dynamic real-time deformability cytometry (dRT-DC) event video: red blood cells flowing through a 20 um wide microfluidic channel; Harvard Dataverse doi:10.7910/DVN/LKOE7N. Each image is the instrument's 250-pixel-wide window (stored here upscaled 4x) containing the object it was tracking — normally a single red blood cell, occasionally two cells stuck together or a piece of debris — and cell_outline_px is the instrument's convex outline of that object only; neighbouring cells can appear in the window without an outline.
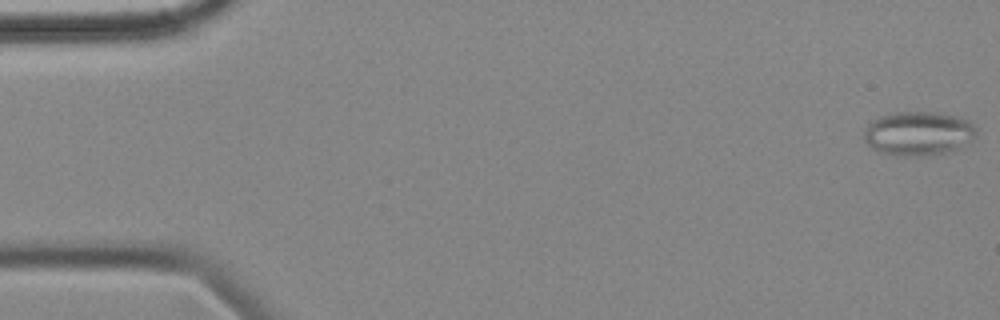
{"species": "common noctule bat (a hibernating species)", "species_latin": "Nyctalus noctula", "temperature_condition": "cold", "stored_images_in_passage": 56, "camera_frame_rate_fps": 3000, "um_per_image_px": 0.085, "animal": {"sex": "female", "body_mass_g": 18.4}, "frame": {"image": 1, "passage_image": 1, "time_ms": 0.0, "image_size_px": [1000, 320], "cell_outline_px": [[976, 136], [972, 144], [960, 148], [944, 152], [920, 156], [892, 156], [880, 152], [872, 148], [864, 140], [864, 132], [868, 124], [872, 120], [880, 116], [896, 112], [936, 112], [956, 116], [968, 120], [976, 128]], "centroid_in_image_um": [78.08, 11.35], "position_along_channel_um": 6.9, "area_um2": 29.19}}
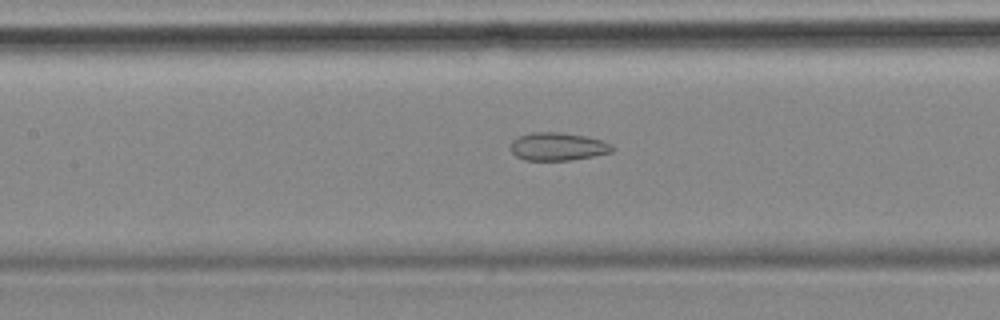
{"frame": {"image": 2, "passage_image": 25, "time_ms": 8.0, "image_size_px": [1000, 320], "cell_outline_px": [[616, 148], [612, 152], [572, 160], [524, 160], [516, 156], [512, 152], [512, 140], [520, 136], [532, 132], [564, 132], [604, 140], [612, 144]], "centroid_in_image_um": [47.46, 12.45], "position_along_channel_um": 159.9, "area_um2": 16.65}}
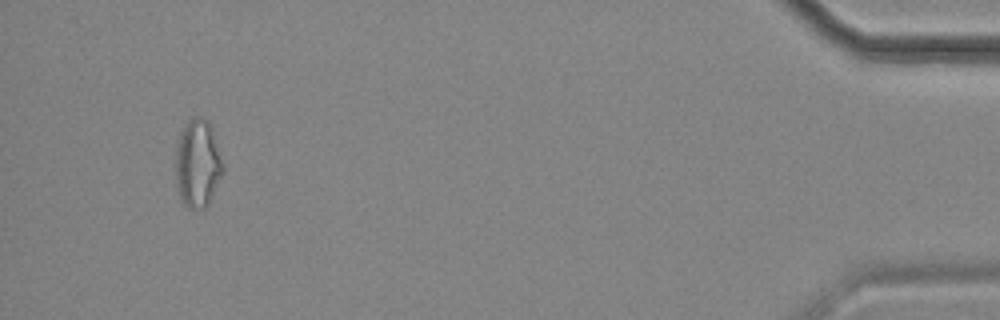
{"frame": {"image": 3, "passage_image": 53, "time_ms": 17.333, "image_size_px": [1000, 320], "cell_outline_px": [[224, 172], [208, 204], [204, 208], [188, 208], [184, 204], [180, 196], [176, 184], [176, 148], [180, 128], [192, 116], [200, 116], [208, 120], [212, 128], [224, 168]], "centroid_in_image_um": [16.79, 13.85], "position_along_channel_um": 418.4, "area_um2": 24.45}, "authors_computed_cell_mechanics": {"area_um2": 20.9525, "velocity_mm_per_s": 3.5821, "shape_relaxation_time_tau1_ms": null, "shape_relaxation_time_tau2_ms": 2.1477, "deformation_change_tau1": null, "deformation_change_tau2": 0.0975}}